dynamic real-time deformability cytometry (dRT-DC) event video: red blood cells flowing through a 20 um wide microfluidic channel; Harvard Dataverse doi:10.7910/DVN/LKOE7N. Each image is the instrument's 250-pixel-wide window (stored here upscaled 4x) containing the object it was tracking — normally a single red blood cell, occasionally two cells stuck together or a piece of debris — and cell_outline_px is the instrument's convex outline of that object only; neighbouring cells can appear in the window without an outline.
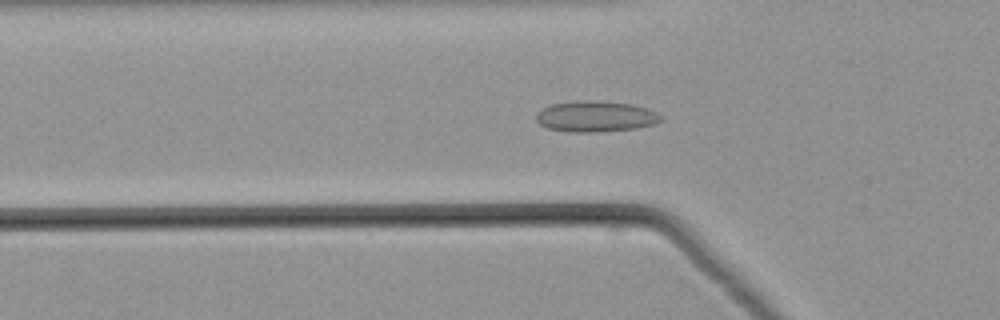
{"species": "common noctule bat (a hibernating species)", "species_latin": "Nyctalus noctula", "temperature_condition": "warm", "stored_images_in_passage": 38, "camera_frame_rate_fps": 3000, "um_per_image_px": 0.085, "animal": {"sex": "male", "body_mass_g": 21.5, "forearm_length_mm": 52.0}, "frame": {"image": 1, "passage_image": 10, "time_ms": 3.0, "image_size_px": [1000, 320], "cell_outline_px": [[660, 120], [656, 124], [636, 128], [596, 132], [568, 132], [548, 128], [540, 124], [536, 120], [536, 112], [552, 104], [584, 100], [592, 100], [632, 104], [648, 108], [656, 112], [660, 116]], "centroid_in_image_um": [50.62, 9.9], "position_along_channel_um": 75.2, "area_um2": 22.37}}
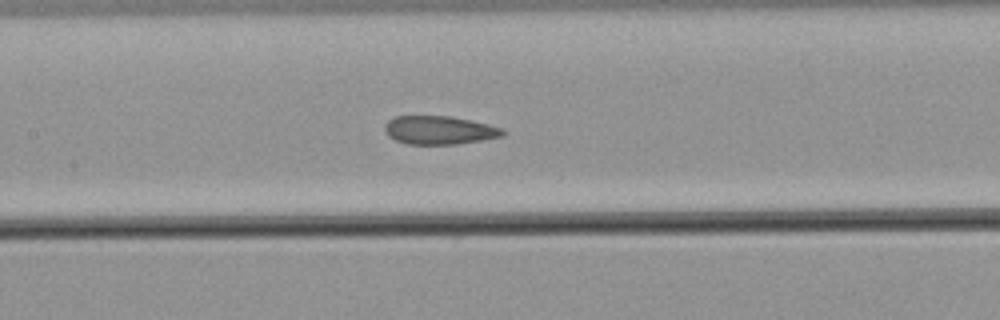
{"frame": {"image": 2, "passage_image": 17, "time_ms": 5.333, "image_size_px": [1000, 320], "cell_outline_px": [[504, 136], [456, 144], [408, 144], [396, 140], [388, 136], [384, 128], [384, 124], [388, 120], [396, 116], [452, 116], [488, 124], [504, 128]], "centroid_in_image_um": [37.34, 11.05], "position_along_channel_um": 170.1, "area_um2": 19.54}}
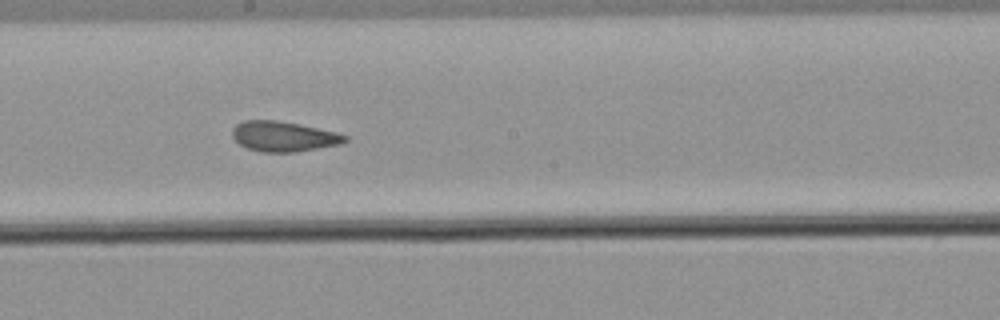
{"frame": {"image": 3, "passage_image": 21, "time_ms": 6.667, "image_size_px": [1000, 320], "cell_outline_px": [[348, 140], [340, 144], [296, 152], [260, 152], [248, 148], [240, 144], [232, 136], [232, 128], [236, 124], [244, 120], [276, 120], [300, 124], [336, 132], [348, 136]], "centroid_in_image_um": [24.1, 11.59], "position_along_channel_um": 224.1, "area_um2": 19.83}}